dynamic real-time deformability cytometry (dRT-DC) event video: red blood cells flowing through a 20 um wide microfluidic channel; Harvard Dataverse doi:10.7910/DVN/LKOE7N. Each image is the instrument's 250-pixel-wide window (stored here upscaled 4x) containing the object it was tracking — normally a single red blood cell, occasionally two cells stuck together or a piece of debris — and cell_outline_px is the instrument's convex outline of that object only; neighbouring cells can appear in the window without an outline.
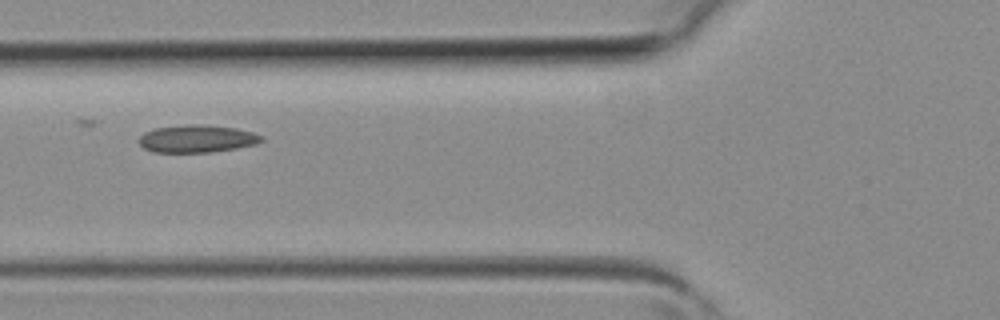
{"species": "common noctule bat (a hibernating species)", "species_latin": "Nyctalus noctula", "temperature_condition": "room temperature", "stored_images_in_passage": 2, "camera_frame_rate_fps": 3000, "um_per_image_px": 0.085, "animal": {"sex": "female", "body_mass_g": 19.3, "forearm_length_mm": 54.1}, "frame": {"image": 1, "passage_image": 2, "time_ms": 0.333, "image_size_px": [1000, 320], "cell_outline_px": [[264, 140], [256, 144], [236, 148], [208, 152], [152, 152], [144, 148], [140, 144], [140, 136], [144, 132], [152, 128], [184, 124], [192, 124], [236, 128], [252, 132], [264, 136]], "centroid_in_image_um": [16.73, 11.78], "position_along_channel_um": 109.1, "area_um2": 19.65}}